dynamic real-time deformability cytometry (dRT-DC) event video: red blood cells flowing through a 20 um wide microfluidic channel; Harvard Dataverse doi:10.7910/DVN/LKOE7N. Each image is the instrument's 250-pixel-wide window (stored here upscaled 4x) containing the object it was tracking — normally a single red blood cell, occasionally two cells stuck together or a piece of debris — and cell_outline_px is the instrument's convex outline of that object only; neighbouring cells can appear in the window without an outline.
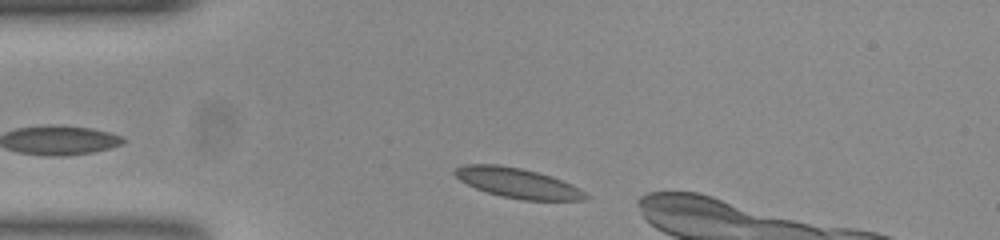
{"species": "common noctule bat (a hibernating species)", "species_latin": "Nyctalus noctula", "temperature_condition": "room temperature", "stored_images_in_passage": 9, "camera_frame_rate_fps": 3000, "um_per_image_px": 0.085, "animal": {"sex": "female", "body_mass_g": 23.0, "forearm_length_mm": 53.4}, "frame": {"image": 1, "passage_image": 2, "time_ms": 0.333, "image_size_px": [1000, 240], "cell_outline_px": [[588, 196], [584, 200], [524, 200], [500, 196], [476, 188], [460, 180], [452, 172], [456, 168], [464, 164], [500, 164], [520, 168], [552, 176], [584, 192]], "centroid_in_image_um": [43.94, 15.54], "position_along_channel_um": 41.1, "area_um2": 22.43}}
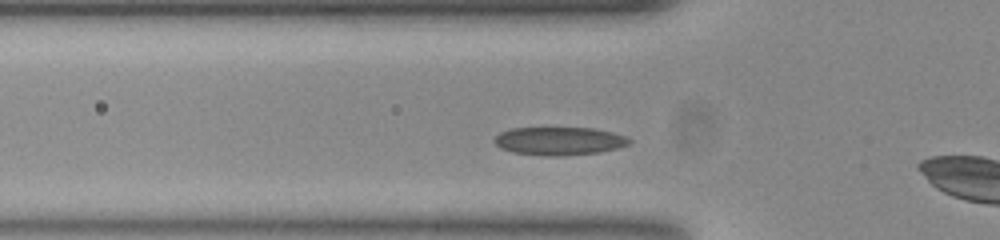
{"frame": {"image": 2, "passage_image": 7, "time_ms": 2.0, "image_size_px": [1000, 240], "cell_outline_px": [[632, 144], [600, 152], [560, 156], [548, 156], [512, 152], [500, 148], [492, 140], [500, 132], [512, 128], [592, 128], [612, 132], [624, 136], [632, 140]], "centroid_in_image_um": [47.53, 11.99], "position_along_channel_um": 78.3, "area_um2": 22.14}}